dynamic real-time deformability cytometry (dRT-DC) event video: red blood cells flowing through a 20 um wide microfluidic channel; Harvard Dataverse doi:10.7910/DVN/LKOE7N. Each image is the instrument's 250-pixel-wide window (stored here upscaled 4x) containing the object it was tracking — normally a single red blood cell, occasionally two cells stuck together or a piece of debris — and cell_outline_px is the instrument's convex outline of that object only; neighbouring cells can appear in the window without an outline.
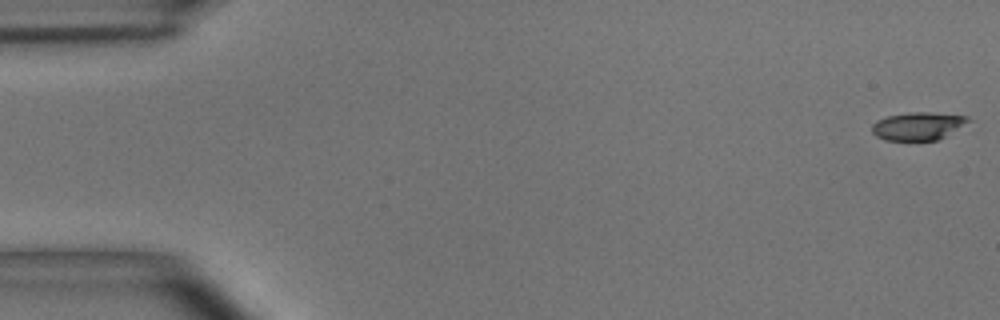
{"species": "common noctule bat (a hibernating species)", "species_latin": "Nyctalus noctula", "temperature_condition": "room temperature", "stored_images_in_passage": 54, "camera_frame_rate_fps": 3000, "um_per_image_px": 0.085, "animal": {"sex": "male", "body_mass_g": 15.6}, "frame": {"image": 1, "passage_image": 1, "time_ms": 0.0, "image_size_px": [1000, 320], "cell_outline_px": [[972, 120], [944, 136], [936, 140], [884, 140], [876, 136], [872, 132], [872, 124], [876, 120], [888, 116], [908, 112], [928, 112], [968, 116]], "centroid_in_image_um": [78.0, 10.7], "position_along_channel_um": 7.0, "area_um2": 15.55}}
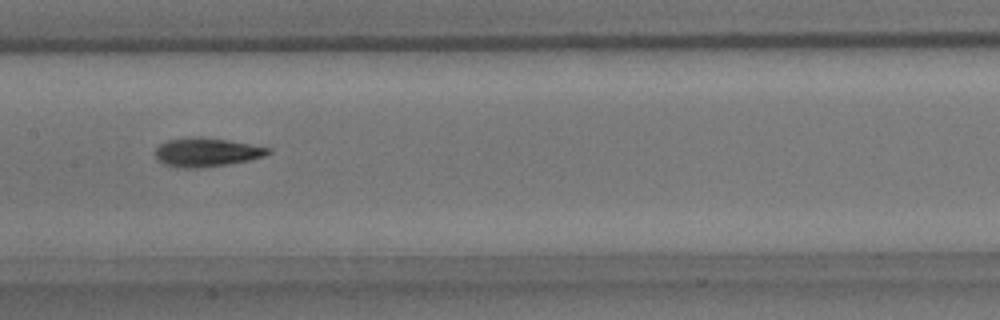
{"frame": {"image": 2, "passage_image": 27, "time_ms": 8.667, "image_size_px": [1000, 320], "cell_outline_px": [[272, 152], [264, 156], [248, 160], [224, 164], [196, 168], [184, 168], [164, 164], [156, 156], [156, 148], [160, 144], [168, 140], [192, 136], [204, 136], [228, 140], [272, 148]], "centroid_in_image_um": [17.58, 12.91], "position_along_channel_um": 189.8, "area_um2": 18.79}}
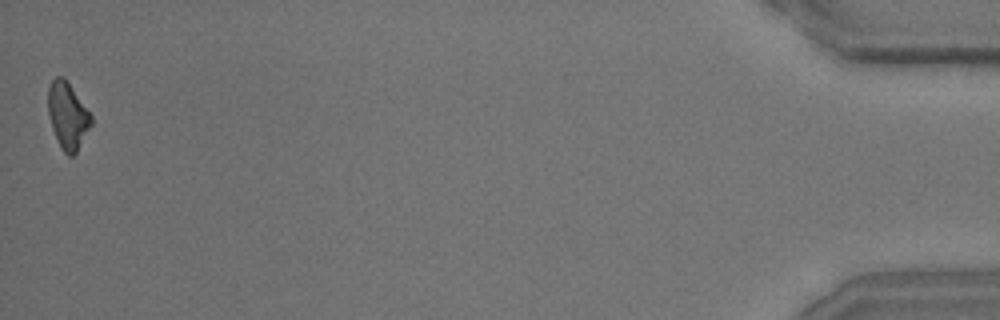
{"frame": {"image": 3, "passage_image": 54, "time_ms": 17.667, "image_size_px": [1000, 320], "cell_outline_px": [[92, 124], [76, 152], [72, 156], [68, 156], [60, 148], [52, 128], [48, 112], [48, 88], [52, 80], [56, 76], [64, 76], [92, 116]], "centroid_in_image_um": [5.74, 9.82], "position_along_channel_um": 429.5, "area_um2": 16.65}, "authors_computed_cell_mechanics": {"area_um2": 17.6579, "velocity_mm_per_s": 3.696, "shape_relaxation_time_tau1_ms": 3.8972, "shape_relaxation_time_tau2_ms": 3.3006, "deformation_change_tau1": 0.1331, "deformation_change_tau2": 0.1127}}